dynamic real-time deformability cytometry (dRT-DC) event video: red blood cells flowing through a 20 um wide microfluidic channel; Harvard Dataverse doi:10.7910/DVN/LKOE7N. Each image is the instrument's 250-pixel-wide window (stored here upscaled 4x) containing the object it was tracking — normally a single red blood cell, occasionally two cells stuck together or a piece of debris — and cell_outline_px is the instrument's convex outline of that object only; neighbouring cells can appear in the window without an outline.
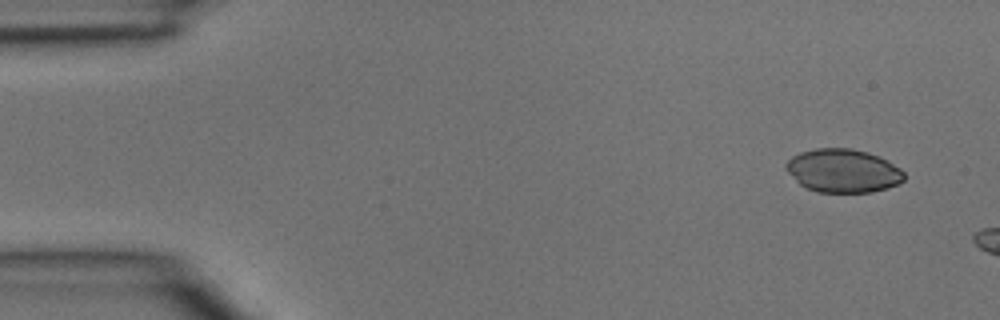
{"species": "common noctule bat (a hibernating species)", "species_latin": "Nyctalus noctula", "temperature_condition": "room temperature", "stored_images_in_passage": 2, "camera_frame_rate_fps": 3000, "um_per_image_px": 0.085, "animal": {"sex": "male", "body_mass_g": 15.6}, "frame": {"image": 1, "passage_image": 1, "time_ms": 0.0, "image_size_px": [1000, 320], "cell_outline_px": [[904, 180], [888, 188], [872, 192], [816, 192], [804, 188], [784, 168], [784, 164], [792, 156], [800, 152], [816, 148], [852, 148], [868, 152], [900, 168], [904, 172]], "centroid_in_image_um": [71.62, 14.52], "position_along_channel_um": 13.4, "area_um2": 29.88}}